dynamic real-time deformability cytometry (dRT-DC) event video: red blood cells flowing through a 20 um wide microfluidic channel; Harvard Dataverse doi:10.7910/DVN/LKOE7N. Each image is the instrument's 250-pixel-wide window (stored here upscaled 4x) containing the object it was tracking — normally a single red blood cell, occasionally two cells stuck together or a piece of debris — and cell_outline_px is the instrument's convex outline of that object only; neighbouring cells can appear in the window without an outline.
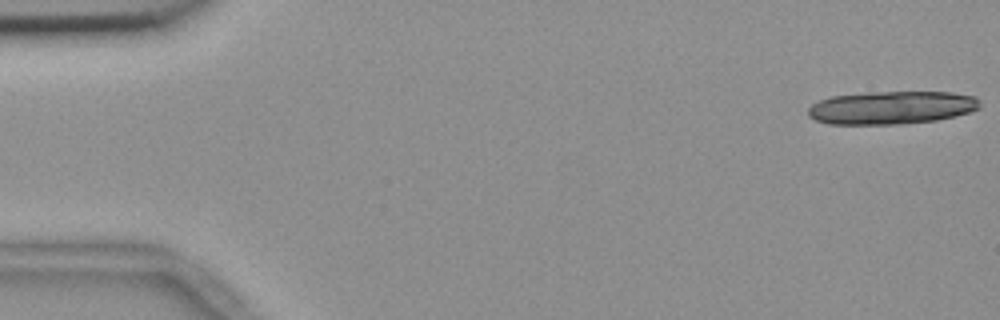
{"species": "common noctule bat (a hibernating species)", "species_latin": "Nyctalus noctula", "temperature_condition": "room temperature", "stored_images_in_passage": 24, "camera_frame_rate_fps": 3000, "um_per_image_px": 0.085, "animal": {"sex": "female", "body_mass_g": 18.4}, "frame": {"image": 1, "passage_image": 1, "time_ms": 0.0, "image_size_px": [1000, 320], "cell_outline_px": [[980, 108], [972, 112], [956, 116], [936, 120], [896, 124], [828, 124], [816, 120], [808, 116], [808, 108], [812, 104], [820, 100], [832, 96], [868, 92], [952, 92], [976, 96], [980, 100]], "centroid_in_image_um": [75.82, 9.14], "position_along_channel_um": 9.2, "area_um2": 33.29}}